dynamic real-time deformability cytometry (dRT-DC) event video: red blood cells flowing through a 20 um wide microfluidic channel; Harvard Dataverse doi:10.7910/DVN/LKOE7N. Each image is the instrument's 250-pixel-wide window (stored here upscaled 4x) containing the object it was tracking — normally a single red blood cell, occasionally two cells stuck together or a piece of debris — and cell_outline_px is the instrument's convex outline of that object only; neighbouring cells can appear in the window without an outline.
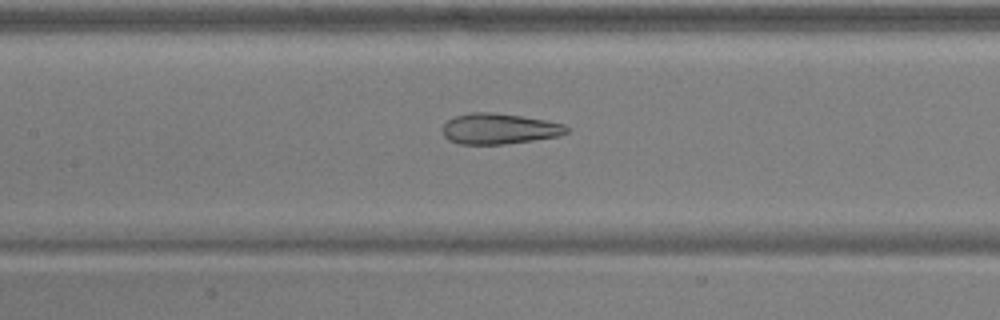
{"species": "common noctule bat (a hibernating species)", "species_latin": "Nyctalus noctula", "temperature_condition": "warm", "stored_images_in_passage": 43, "camera_frame_rate_fps": 3000, "um_per_image_px": 0.085, "animal": {"sex": "male", "body_mass_g": 17.9, "forearm_length_mm": 54.2}, "frame": {"image": 1, "passage_image": 16, "time_ms": 5.0, "image_size_px": [1000, 320], "cell_outline_px": [[568, 132], [556, 136], [532, 140], [504, 144], [460, 144], [448, 140], [444, 136], [444, 124], [448, 120], [456, 116], [472, 112], [492, 112], [520, 116], [544, 120], [564, 124], [568, 128]], "centroid_in_image_um": [42.41, 10.94], "position_along_channel_um": 165.0, "area_um2": 21.85}}
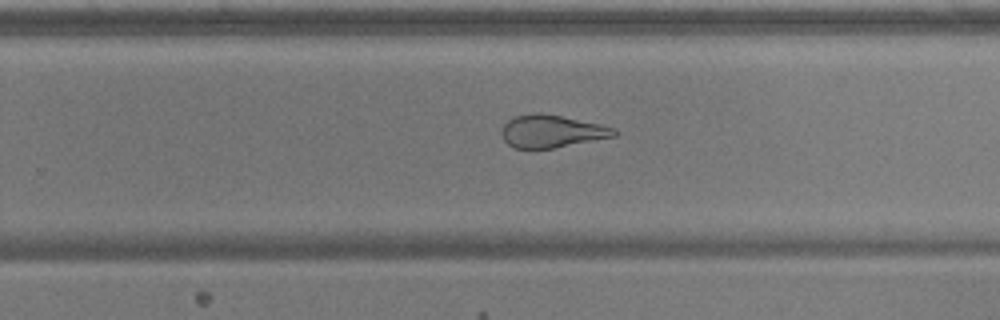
{"frame": {"image": 2, "passage_image": 25, "time_ms": 8.0, "image_size_px": [1000, 320], "cell_outline_px": [[620, 132], [616, 136], [556, 148], [512, 148], [504, 140], [500, 132], [504, 124], [508, 120], [516, 116], [536, 112], [540, 112], [600, 124], [616, 128]], "centroid_in_image_um": [46.91, 11.16], "position_along_channel_um": 282.9, "area_um2": 21.5}}
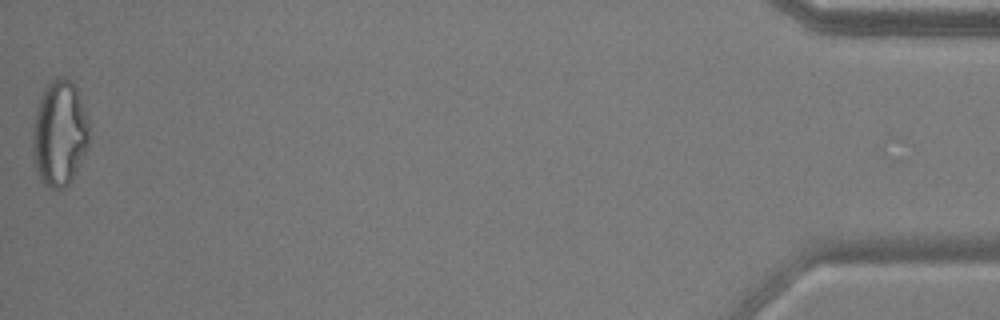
{"frame": {"image": 3, "passage_image": 43, "time_ms": 14.0, "image_size_px": [1000, 320], "cell_outline_px": [[88, 148], [72, 180], [64, 188], [52, 188], [44, 184], [40, 180], [36, 172], [32, 148], [32, 128], [36, 112], [44, 88], [56, 76], [60, 76], [72, 80], [76, 88], [88, 120]], "centroid_in_image_um": [5.05, 11.35], "position_along_channel_um": 430.2, "area_um2": 34.85}, "authors_computed_cell_mechanics": {"area_um2": 26.1834, "velocity_mm_per_s": 3.9418, "shape_relaxation_time_tau1_ms": null, "shape_relaxation_time_tau2_ms": 1.5147, "deformation_change_tau1": null, "deformation_change_tau2": 0.0945}}